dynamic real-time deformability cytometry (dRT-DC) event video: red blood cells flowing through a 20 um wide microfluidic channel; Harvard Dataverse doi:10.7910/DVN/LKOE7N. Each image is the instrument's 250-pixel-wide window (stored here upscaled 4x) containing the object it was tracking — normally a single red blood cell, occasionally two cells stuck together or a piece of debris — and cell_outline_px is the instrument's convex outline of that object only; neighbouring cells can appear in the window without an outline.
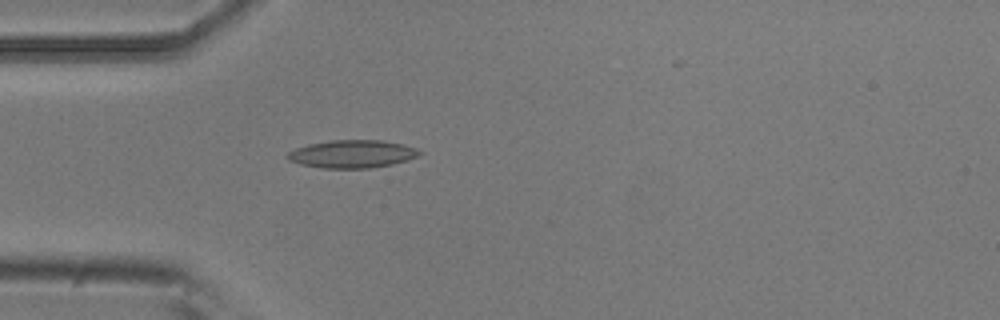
{"species": "common noctule bat (a hibernating species)", "species_latin": "Nyctalus noctula", "temperature_condition": "room temperature", "stored_images_in_passage": 2, "camera_frame_rate_fps": 3000, "um_per_image_px": 0.085, "animal": {"sex": "male", "body_mass_g": 20.5, "forearm_length_mm": 52.5}, "frame": {"image": 1, "passage_image": 2, "time_ms": 0.333, "image_size_px": [1000, 320], "cell_outline_px": [[424, 152], [416, 156], [392, 164], [368, 168], [320, 168], [300, 164], [288, 160], [284, 156], [288, 152], [296, 148], [308, 144], [332, 140], [384, 140], [404, 144], [416, 148]], "centroid_in_image_um": [29.9, 13.08], "position_along_channel_um": 55.1, "area_um2": 21.44}}